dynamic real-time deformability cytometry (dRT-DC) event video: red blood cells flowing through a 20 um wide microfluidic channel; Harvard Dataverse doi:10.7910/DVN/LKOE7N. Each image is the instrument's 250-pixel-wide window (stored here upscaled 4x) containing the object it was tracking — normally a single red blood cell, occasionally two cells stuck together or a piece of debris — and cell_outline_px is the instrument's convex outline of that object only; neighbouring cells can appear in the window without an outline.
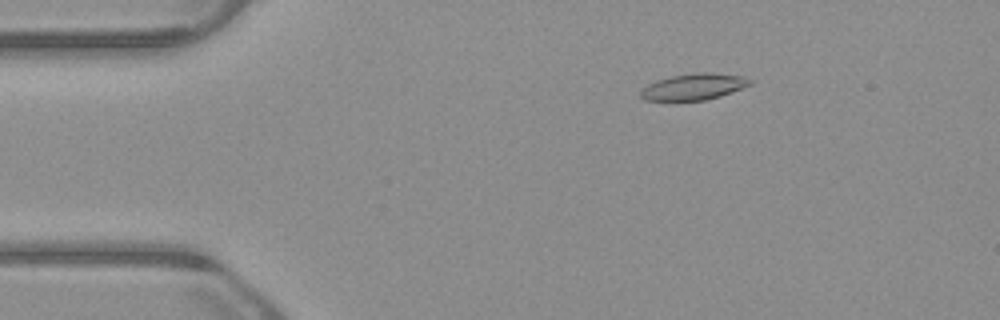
{"species": "common noctule bat (a hibernating species)", "species_latin": "Nyctalus noctula", "temperature_condition": "warm", "stored_images_in_passage": 54, "camera_frame_rate_fps": 3000, "um_per_image_px": 0.085, "animal": {"sex": "male", "body_mass_g": 23.1, "forearm_length_mm": 52.7}, "frame": {"image": 1, "passage_image": 9, "time_ms": 2.667, "image_size_px": [1000, 320], "cell_outline_px": [[752, 84], [720, 96], [704, 100], [644, 100], [640, 96], [640, 92], [648, 84], [656, 80], [672, 76], [696, 72], [708, 72], [744, 76], [752, 80]], "centroid_in_image_um": [58.98, 7.36], "position_along_channel_um": 26.0, "area_um2": 16.65}}
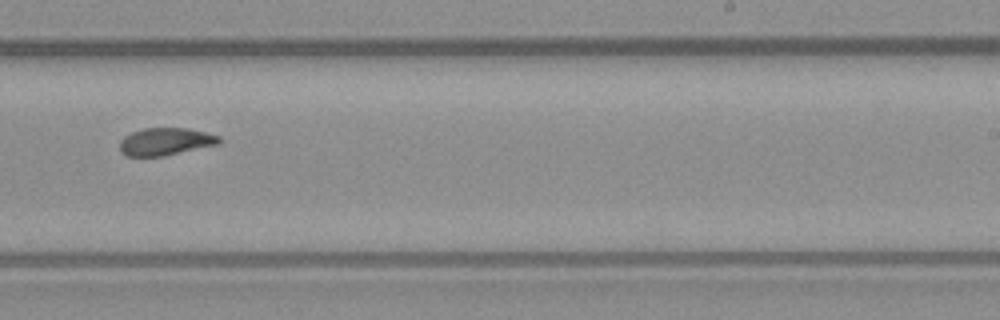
{"frame": {"image": 2, "passage_image": 33, "time_ms": 10.667, "image_size_px": [1000, 320], "cell_outline_px": [[220, 144], [164, 156], [128, 156], [120, 152], [120, 140], [124, 136], [132, 132], [144, 128], [188, 128], [220, 136]], "centroid_in_image_um": [14.06, 12.03], "position_along_channel_um": 274.9, "area_um2": 15.95}}
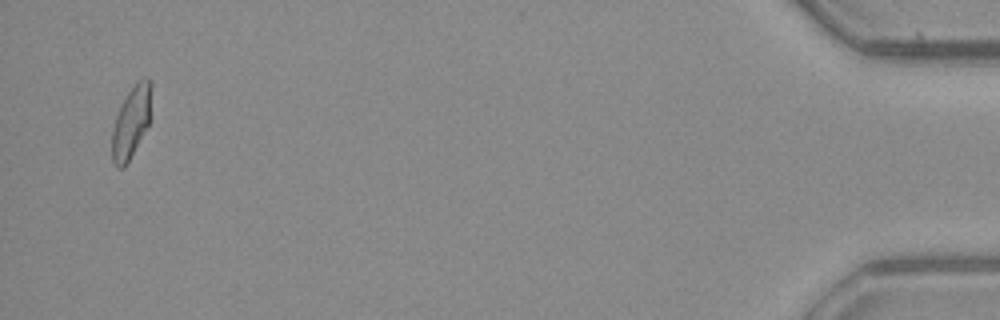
{"frame": {"image": 3, "passage_image": 52, "time_ms": 17.0, "image_size_px": [1000, 320], "cell_outline_px": [[152, 116], [148, 124], [124, 168], [116, 168], [112, 160], [112, 132], [116, 116], [128, 92], [140, 80], [148, 76], [152, 84]], "centroid_in_image_um": [11.19, 10.35], "position_along_channel_um": 424.0, "area_um2": 16.36}, "authors_computed_cell_mechanics": {"area_um2": 16.5597, "velocity_mm_per_s": 3.8603, "shape_relaxation_time_tau1_ms": null, "shape_relaxation_time_tau2_ms": 2.6447, "deformation_change_tau1": null, "deformation_change_tau2": 0.0786}}